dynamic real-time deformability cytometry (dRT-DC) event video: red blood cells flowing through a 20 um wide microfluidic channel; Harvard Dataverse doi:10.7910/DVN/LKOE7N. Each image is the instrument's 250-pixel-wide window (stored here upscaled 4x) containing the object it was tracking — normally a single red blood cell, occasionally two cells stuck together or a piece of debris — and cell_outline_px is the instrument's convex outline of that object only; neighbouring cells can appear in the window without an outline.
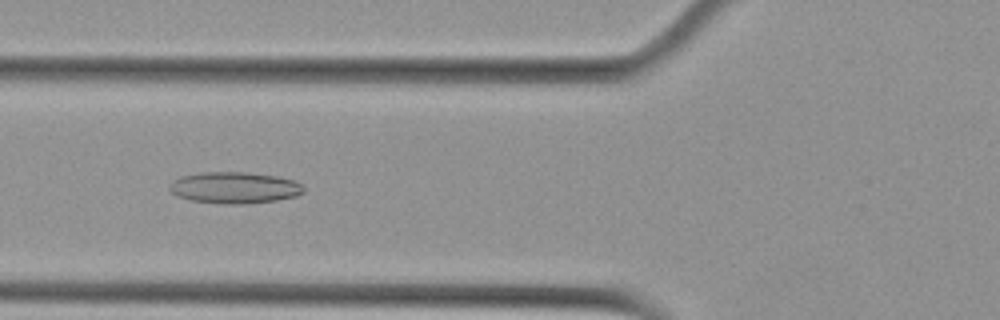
{"species": "Egyptian fruit bat (a non-hibernating species)", "species_latin": "Rousettus aegyptiacus", "temperature_condition": "cold", "stored_images_in_passage": 25, "camera_frame_rate_fps": 3000, "um_per_image_px": 0.085, "animal": {"sex": "female"}, "frame": {"image": 1, "passage_image": 21, "time_ms": 6.667, "image_size_px": [1000, 320], "cell_outline_px": [[304, 192], [296, 196], [276, 200], [248, 204], [228, 204], [192, 200], [176, 196], [168, 188], [168, 184], [172, 180], [180, 176], [200, 172], [248, 172], [276, 176], [296, 180], [304, 184]], "centroid_in_image_um": [19.94, 15.94], "position_along_channel_um": 105.9, "area_um2": 24.91}}
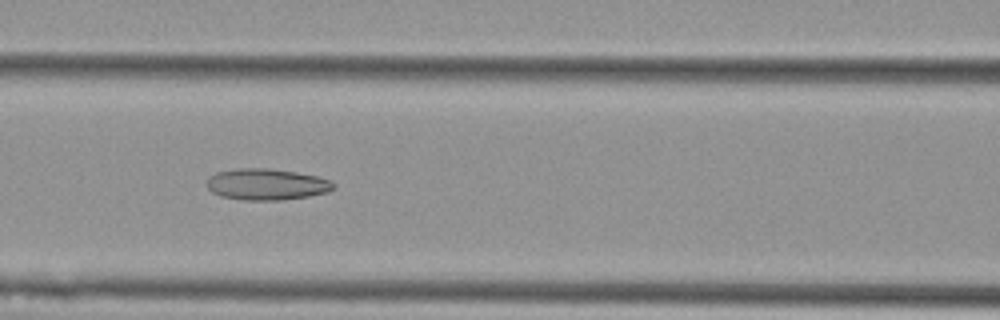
{"frame": {"image": 2, "passage_image": 24, "time_ms": 7.667, "image_size_px": [1000, 320], "cell_outline_px": [[336, 188], [328, 192], [308, 196], [284, 200], [240, 200], [220, 196], [212, 192], [208, 188], [208, 176], [216, 172], [236, 168], [268, 168], [296, 172], [316, 176], [332, 180], [336, 184]], "centroid_in_image_um": [22.68, 15.67], "position_along_channel_um": 143.9, "area_um2": 23.41}}